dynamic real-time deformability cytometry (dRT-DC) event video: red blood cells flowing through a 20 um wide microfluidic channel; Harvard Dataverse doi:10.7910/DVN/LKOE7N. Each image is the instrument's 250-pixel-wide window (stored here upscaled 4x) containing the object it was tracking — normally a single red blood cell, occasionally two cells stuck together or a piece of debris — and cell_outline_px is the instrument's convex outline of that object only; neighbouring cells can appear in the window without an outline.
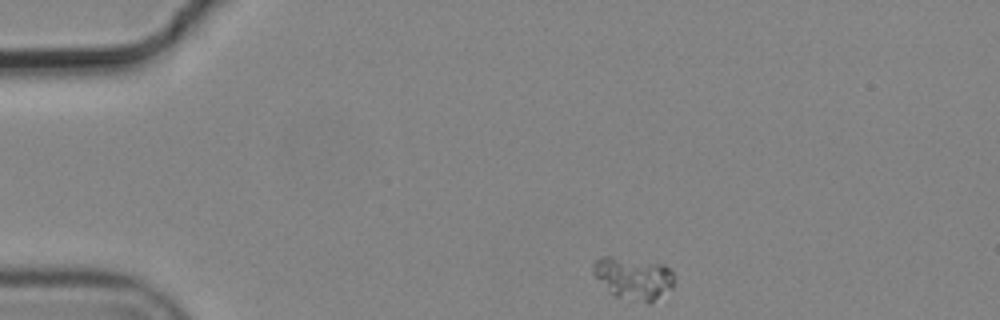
{"species": "common noctule bat (a hibernating species)", "species_latin": "Nyctalus noctula", "temperature_condition": "cold", "stored_images_in_passage": 3, "camera_frame_rate_fps": 3000, "um_per_image_px": 0.085, "animal": {"sex": "male", "body_mass_g": 19.2, "forearm_length_mm": 51.8}, "frame": {"image": 1, "passage_image": 1, "time_ms": 0.0, "image_size_px": [1000, 320], "cell_outline_px": [[676, 280], [672, 288], [648, 304], [616, 296], [608, 292], [592, 272], [592, 264], [596, 260], [604, 256], [612, 256], [664, 264], [676, 276]], "centroid_in_image_um": [53.85, 23.64], "position_along_channel_um": 31.1, "area_um2": 20.11}}